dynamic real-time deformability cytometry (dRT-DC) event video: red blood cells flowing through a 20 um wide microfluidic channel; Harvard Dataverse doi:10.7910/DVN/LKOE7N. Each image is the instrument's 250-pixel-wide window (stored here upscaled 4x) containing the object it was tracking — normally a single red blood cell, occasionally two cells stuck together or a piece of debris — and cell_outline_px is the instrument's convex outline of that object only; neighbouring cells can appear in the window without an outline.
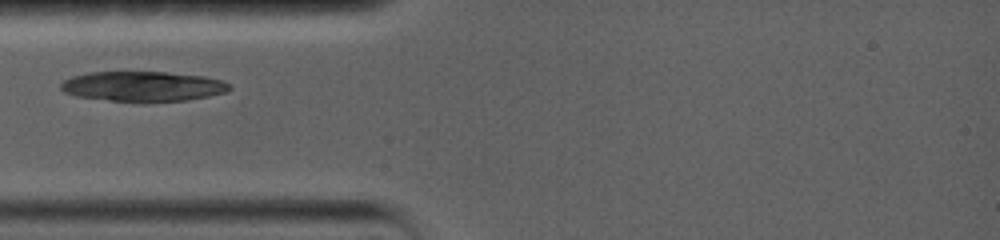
{"species": "common noctule bat (a hibernating species)", "species_latin": "Nyctalus noctula", "temperature_condition": "warm", "stored_images_in_passage": 40, "camera_frame_rate_fps": 5000, "um_per_image_px": 0.085, "animal": {"sex": "female", "body_mass_g": 19.0, "forearm_length_mm": 56.7}, "frame": {"image": 1, "passage_image": 1, "time_ms": 0.0, "image_size_px": [1000, 240], "cell_outline_px": [[232, 88], [224, 92], [208, 96], [188, 100], [144, 104], [76, 96], [64, 92], [60, 88], [60, 84], [64, 80], [72, 76], [88, 72], [164, 72], [204, 76], [224, 80]], "centroid_in_image_um": [12.14, 7.36], "position_along_channel_um": 72.9, "area_um2": 30.06}}
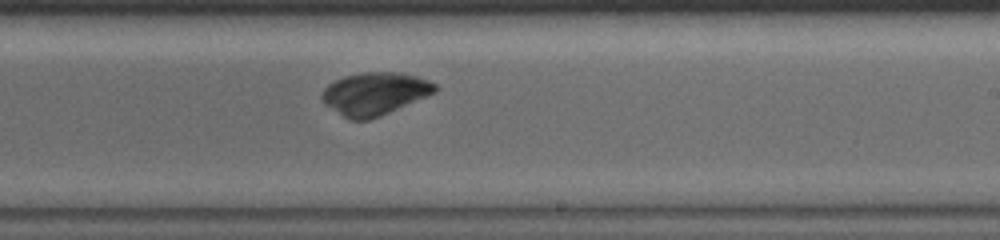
{"frame": {"image": 2, "passage_image": 23, "time_ms": 5.2, "image_size_px": [1000, 240], "cell_outline_px": [[440, 88], [436, 92], [380, 116], [368, 120], [352, 120], [344, 116], [324, 104], [320, 100], [320, 96], [324, 88], [328, 84], [344, 76], [364, 72], [400, 72], [416, 76], [428, 80], [436, 84]], "centroid_in_image_um": [31.85, 7.95], "position_along_channel_um": 257.2, "area_um2": 28.09}}
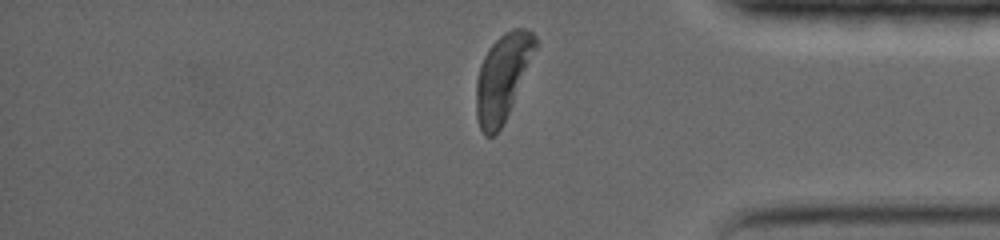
{"frame": {"image": 3, "passage_image": 40, "time_ms": 9.4, "image_size_px": [1000, 240], "cell_outline_px": [[536, 48], [512, 104], [500, 128], [492, 136], [484, 136], [480, 128], [476, 116], [476, 80], [480, 64], [488, 48], [504, 32], [512, 28], [524, 28], [532, 32], [536, 36]], "centroid_in_image_um": [42.69, 6.54], "position_along_channel_um": 392.5, "area_um2": 29.25}}